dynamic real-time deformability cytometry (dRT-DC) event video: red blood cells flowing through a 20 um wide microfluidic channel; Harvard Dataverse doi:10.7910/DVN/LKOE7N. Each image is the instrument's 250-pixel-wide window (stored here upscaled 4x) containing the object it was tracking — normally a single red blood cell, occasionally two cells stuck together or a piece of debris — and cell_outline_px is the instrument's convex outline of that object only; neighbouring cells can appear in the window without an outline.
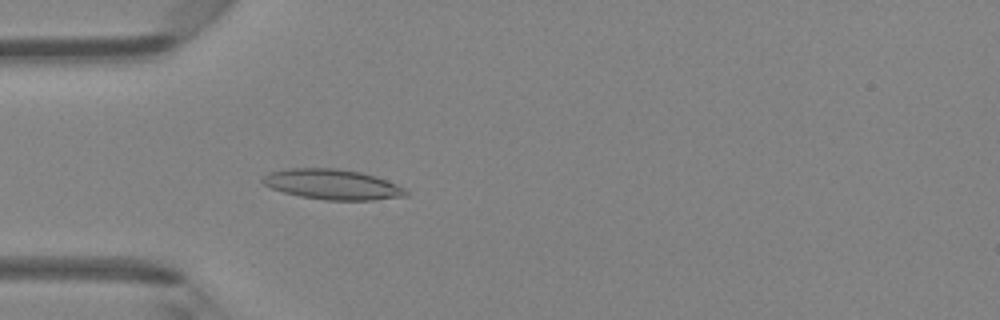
{"species": "Egyptian fruit bat (a non-hibernating species)", "species_latin": "Rousettus aegyptiacus", "temperature_condition": "room temperature", "stored_images_in_passage": 47, "camera_frame_rate_fps": 3000, "um_per_image_px": 0.085, "animal": {"sex": "female"}, "frame": {"image": 1, "passage_image": 14, "time_ms": 4.333, "image_size_px": [1000, 320], "cell_outline_px": [[408, 196], [372, 200], [324, 200], [300, 196], [284, 192], [272, 188], [264, 184], [260, 180], [268, 172], [288, 168], [336, 168], [360, 172], [376, 176], [396, 184], [404, 188], [408, 192]], "centroid_in_image_um": [28.25, 15.67], "position_along_channel_um": 56.7, "area_um2": 25.26}}
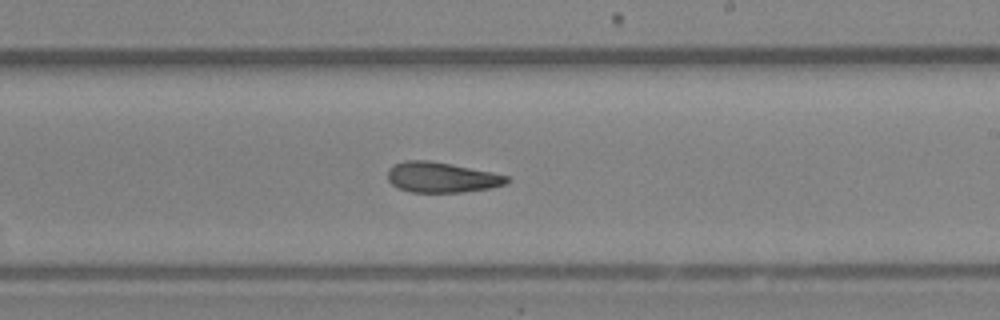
{"frame": {"image": 2, "passage_image": 28, "time_ms": 9.0, "image_size_px": [1000, 320], "cell_outline_px": [[512, 180], [508, 184], [492, 188], [460, 192], [408, 192], [396, 188], [388, 180], [388, 168], [392, 164], [404, 160], [428, 160], [492, 172], [508, 176]], "centroid_in_image_um": [37.53, 15.08], "position_along_channel_um": 251.5, "area_um2": 21.33}}
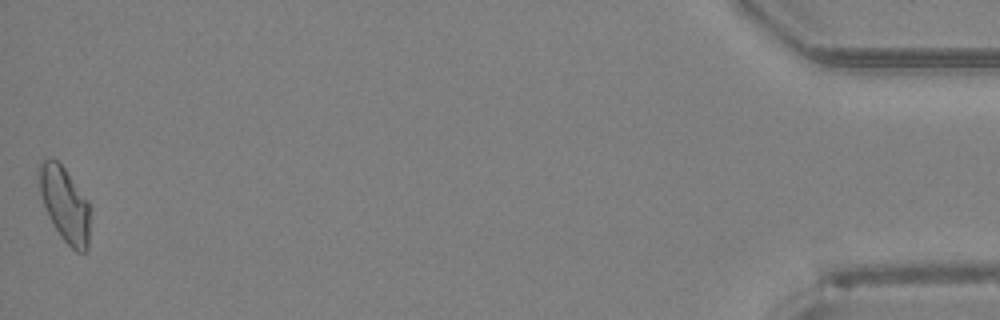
{"frame": {"image": 3, "passage_image": 47, "time_ms": 15.333, "image_size_px": [1000, 320], "cell_outline_px": [[88, 248], [84, 252], [76, 252], [60, 236], [48, 216], [40, 192], [40, 160], [52, 156], [64, 168], [88, 200]], "centroid_in_image_um": [5.5, 17.36], "position_along_channel_um": 429.7, "area_um2": 21.73}, "authors_computed_cell_mechanics": {"area_um2": 22.0218, "velocity_mm_per_s": 4.294, "shape_relaxation_time_tau1_ms": null, "shape_relaxation_time_tau2_ms": 2.5715, "deformation_change_tau1": null, "deformation_change_tau2": 0.1041}}